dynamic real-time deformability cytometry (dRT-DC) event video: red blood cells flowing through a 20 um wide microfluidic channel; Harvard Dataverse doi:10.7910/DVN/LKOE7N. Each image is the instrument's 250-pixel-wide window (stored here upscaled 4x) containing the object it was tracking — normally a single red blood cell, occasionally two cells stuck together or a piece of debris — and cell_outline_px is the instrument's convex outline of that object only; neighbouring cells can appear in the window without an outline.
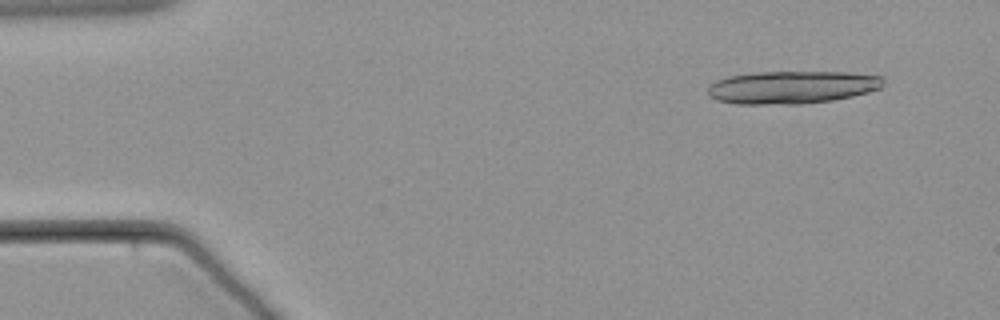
{"species": "common noctule bat (a hibernating species)", "species_latin": "Nyctalus noctula", "temperature_condition": "warm", "stored_images_in_passage": 22, "camera_frame_rate_fps": 3000, "um_per_image_px": 0.085, "animal": {"sex": "male", "body_mass_g": 21.5, "forearm_length_mm": 52.0}, "frame": {"image": 1, "passage_image": 5, "time_ms": 1.333, "image_size_px": [1000, 320], "cell_outline_px": [[884, 84], [880, 88], [868, 92], [852, 96], [832, 100], [800, 104], [736, 104], [716, 100], [708, 96], [708, 88], [716, 80], [728, 76], [752, 72], [848, 72], [884, 76]], "centroid_in_image_um": [67.31, 7.41], "position_along_channel_um": 17.7, "area_um2": 33.76}}